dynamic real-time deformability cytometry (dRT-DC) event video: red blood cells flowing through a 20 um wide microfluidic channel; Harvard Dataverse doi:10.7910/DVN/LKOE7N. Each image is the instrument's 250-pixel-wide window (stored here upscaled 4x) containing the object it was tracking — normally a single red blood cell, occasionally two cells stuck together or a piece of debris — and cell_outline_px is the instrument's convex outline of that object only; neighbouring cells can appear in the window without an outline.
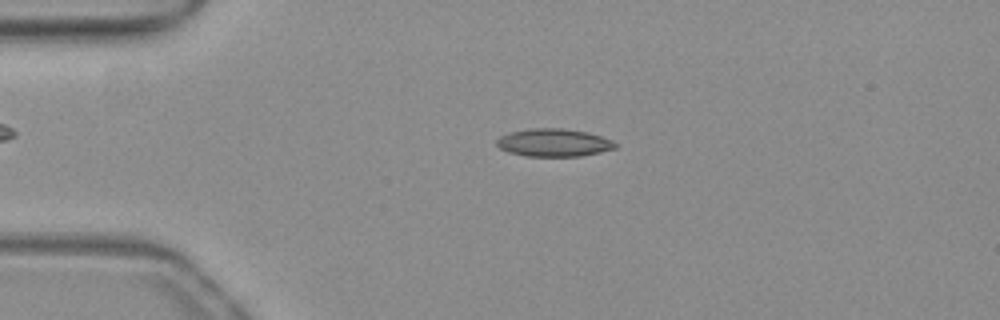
{"species": "common noctule bat (a hibernating species)", "species_latin": "Nyctalus noctula", "temperature_condition": "warm", "stored_images_in_passage": 47, "camera_frame_rate_fps": 3000, "um_per_image_px": 0.085, "animal": {"sex": "female", "body_mass_g": 19.3, "forearm_length_mm": 54.1}, "frame": {"image": 1, "passage_image": 7, "time_ms": 2.0, "image_size_px": [1000, 320], "cell_outline_px": [[616, 148], [600, 152], [580, 156], [524, 156], [508, 152], [500, 148], [496, 144], [496, 140], [500, 136], [508, 132], [528, 128], [564, 128], [588, 132], [612, 140], [616, 144]], "centroid_in_image_um": [47.03, 12.11], "position_along_channel_um": 38.0, "area_um2": 19.36}}
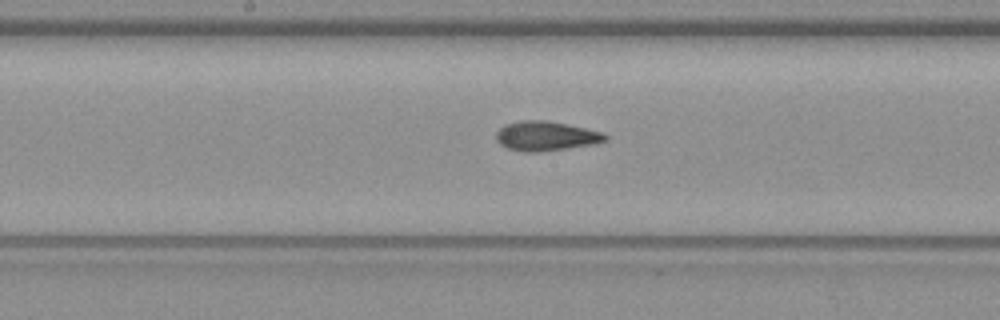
{"frame": {"image": 2, "passage_image": 22, "time_ms": 7.0, "image_size_px": [1000, 320], "cell_outline_px": [[608, 140], [596, 144], [540, 152], [524, 152], [508, 148], [500, 144], [496, 140], [496, 132], [504, 124], [520, 120], [548, 120], [568, 124], [604, 132], [608, 136]], "centroid_in_image_um": [46.43, 11.55], "position_along_channel_um": 201.8, "area_um2": 19.07}}
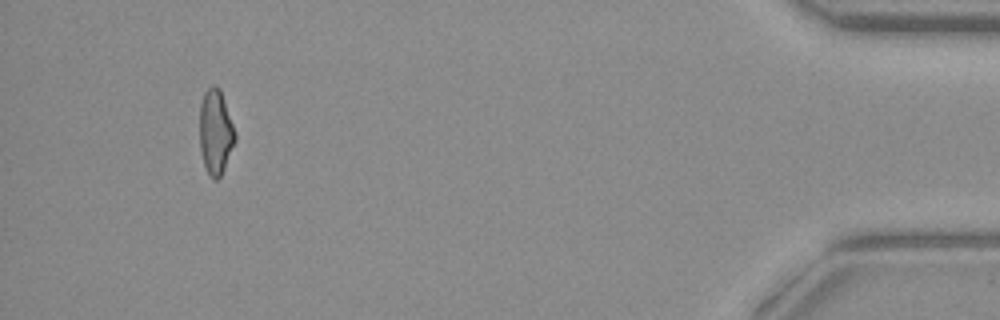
{"frame": {"image": 3, "passage_image": 44, "time_ms": 14.333, "image_size_px": [1000, 320], "cell_outline_px": [[236, 140], [224, 168], [220, 176], [216, 180], [212, 180], [204, 164], [200, 148], [200, 104], [204, 92], [212, 84], [216, 84], [220, 88], [236, 132]], "centroid_in_image_um": [18.33, 11.18], "position_along_channel_um": 416.9, "area_um2": 17.57}, "authors_computed_cell_mechanics": {"area_um2": 18.207, "velocity_mm_per_s": 3.9399, "shape_relaxation_time_tau1_ms": 10.7929, "shape_relaxation_time_tau2_ms": 3.5734, "deformation_change_tau1": 0.2631, "deformation_change_tau2": 0.1105}}